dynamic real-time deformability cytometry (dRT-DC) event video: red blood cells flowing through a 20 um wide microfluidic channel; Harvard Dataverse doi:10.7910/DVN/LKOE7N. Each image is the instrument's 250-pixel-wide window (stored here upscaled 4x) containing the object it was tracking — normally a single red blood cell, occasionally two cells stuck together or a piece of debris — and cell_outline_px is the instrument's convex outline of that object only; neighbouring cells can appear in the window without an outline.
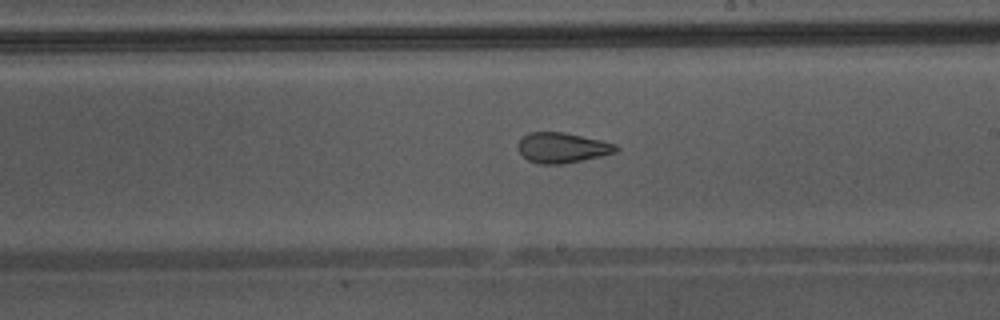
{"species": "Egyptian fruit bat (a non-hibernating species)", "species_latin": "Rousettus aegyptiacus", "temperature_condition": "warm", "stored_images_in_passage": 25, "camera_frame_rate_fps": 3000, "um_per_image_px": 0.085, "animal": {"sex": "male"}, "frame": {"image": 1, "passage_image": 15, "time_ms": 4.667, "image_size_px": [1000, 320], "cell_outline_px": [[620, 148], [616, 152], [600, 156], [564, 164], [540, 164], [528, 160], [520, 152], [520, 140], [528, 132], [564, 132], [600, 140], [616, 144]], "centroid_in_image_um": [47.82, 12.56], "position_along_channel_um": 241.2, "area_um2": 17.05}}